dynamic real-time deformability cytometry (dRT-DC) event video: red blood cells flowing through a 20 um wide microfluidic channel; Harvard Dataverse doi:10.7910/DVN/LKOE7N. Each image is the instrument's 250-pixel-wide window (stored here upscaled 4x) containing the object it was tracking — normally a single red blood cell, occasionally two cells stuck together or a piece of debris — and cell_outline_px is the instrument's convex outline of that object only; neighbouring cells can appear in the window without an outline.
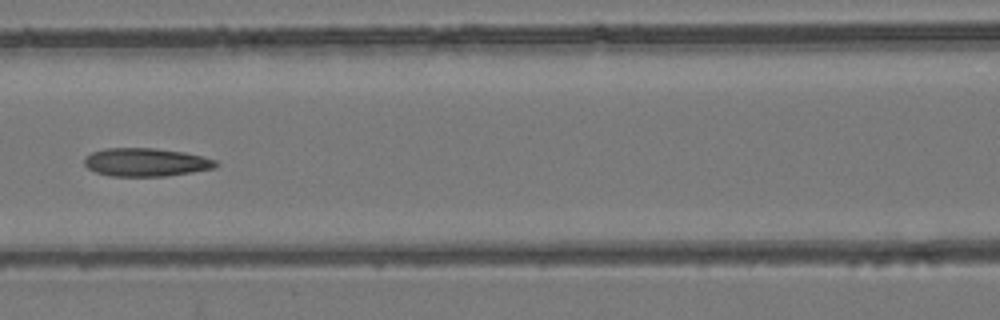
{"species": "common noctule bat (a hibernating species)", "species_latin": "Nyctalus noctula", "temperature_condition": "room temperature", "stored_images_in_passage": 6, "camera_frame_rate_fps": 3000, "um_per_image_px": 0.085, "animal": {"sex": "female", "body_mass_g": 24.6, "forearm_length_mm": 56.2}, "frame": {"image": 1, "passage_image": 6, "time_ms": 5.667, "image_size_px": [1000, 320], "cell_outline_px": [[220, 164], [216, 168], [192, 172], [164, 176], [112, 176], [96, 172], [88, 168], [84, 164], [84, 156], [92, 152], [104, 148], [156, 148], [184, 152], [204, 156], [216, 160]], "centroid_in_image_um": [12.43, 13.78], "position_along_channel_um": 154.2, "area_um2": 21.85}}